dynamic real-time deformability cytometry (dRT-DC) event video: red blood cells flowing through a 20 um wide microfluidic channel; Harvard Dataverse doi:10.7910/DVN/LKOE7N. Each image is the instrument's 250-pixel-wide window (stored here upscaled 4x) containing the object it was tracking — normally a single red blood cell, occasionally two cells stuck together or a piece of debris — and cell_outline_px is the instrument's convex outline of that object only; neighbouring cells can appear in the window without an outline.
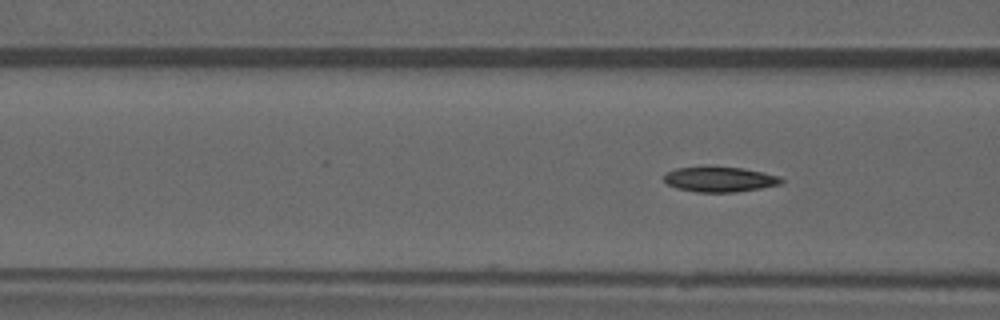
{"species": "common noctule bat (a hibernating species)", "species_latin": "Nyctalus noctula", "temperature_condition": "warm", "stored_images_in_passage": 6, "camera_frame_rate_fps": 3000, "um_per_image_px": 0.085, "animal": {"sex": "male", "forearm_length_mm": 52.5}, "frame": {"image": 1, "passage_image": 5, "time_ms": 4.667, "image_size_px": [1000, 320], "cell_outline_px": [[784, 180], [780, 184], [760, 188], [736, 192], [696, 192], [676, 188], [668, 184], [664, 180], [664, 172], [676, 168], [708, 164], [744, 168], [764, 172], [780, 176]], "centroid_in_image_um": [61.13, 15.2], "position_along_channel_um": 105.5, "area_um2": 17.92}}
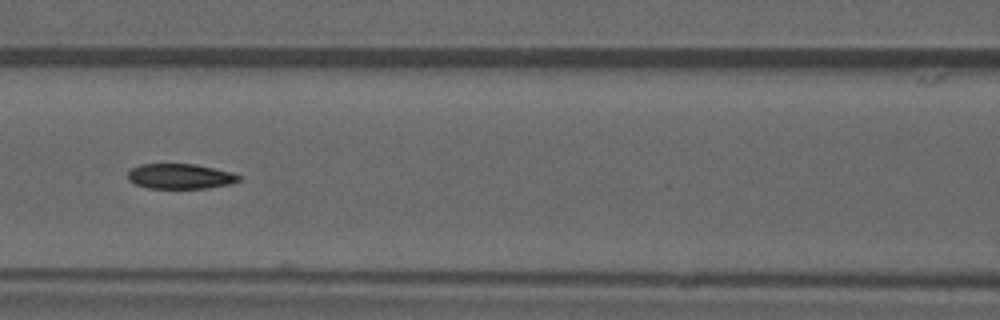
{"frame": {"image": 2, "passage_image": 6, "time_ms": 5.667, "image_size_px": [1000, 320], "cell_outline_px": [[240, 180], [228, 184], [208, 188], [148, 188], [136, 184], [128, 180], [128, 172], [132, 168], [140, 164], [196, 164], [232, 172], [240, 176]], "centroid_in_image_um": [15.3, 14.98], "position_along_channel_um": 151.3, "area_um2": 16.18}}